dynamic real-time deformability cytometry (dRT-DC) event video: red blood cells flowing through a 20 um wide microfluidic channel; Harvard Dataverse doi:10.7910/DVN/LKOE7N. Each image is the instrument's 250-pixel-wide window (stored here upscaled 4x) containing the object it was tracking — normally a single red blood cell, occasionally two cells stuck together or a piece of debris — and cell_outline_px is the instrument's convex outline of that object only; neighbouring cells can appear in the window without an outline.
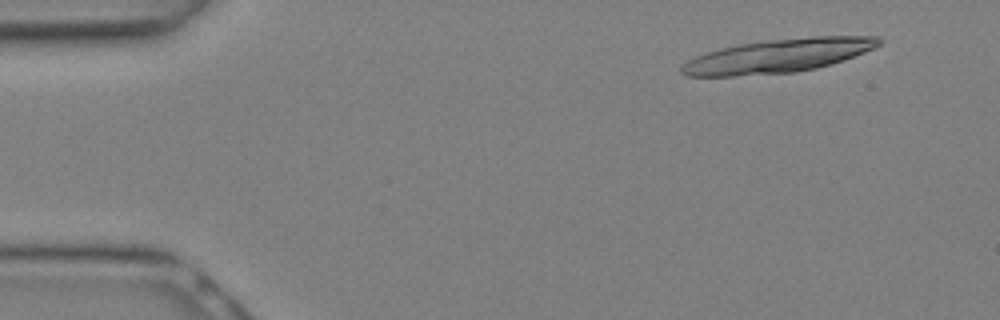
{"species": "Egyptian fruit bat (a non-hibernating species)", "species_latin": "Rousettus aegyptiacus", "temperature_condition": "warm", "stored_images_in_passage": 12, "camera_frame_rate_fps": 3000, "um_per_image_px": 0.085, "animal": {"sex": "female"}, "frame": {"image": 1, "passage_image": 1, "time_ms": 0.0, "image_size_px": [1000, 320], "cell_outline_px": [[884, 40], [880, 44], [864, 52], [844, 60], [832, 64], [816, 68], [796, 72], [732, 76], [688, 76], [680, 72], [680, 68], [688, 60], [696, 56], [720, 48], [740, 44], [764, 40], [812, 36], [880, 36]], "centroid_in_image_um": [66.17, 4.74], "position_along_channel_um": 18.8, "area_um2": 38.67}}
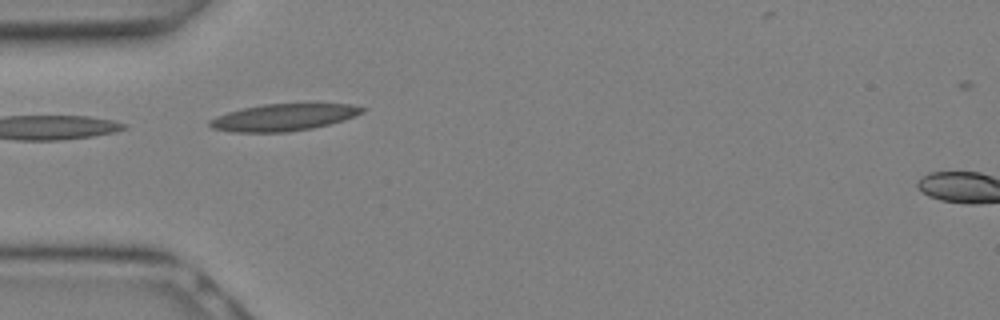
{"frame": {"image": 2, "passage_image": 7, "time_ms": 2.0, "image_size_px": [1000, 320], "cell_outline_px": [[368, 108], [364, 112], [344, 120], [312, 128], [288, 132], [232, 132], [212, 128], [208, 124], [208, 120], [228, 112], [244, 108], [264, 104], [348, 104]], "centroid_in_image_um": [24.1, 9.98], "position_along_channel_um": 60.9, "area_um2": 23.76}}
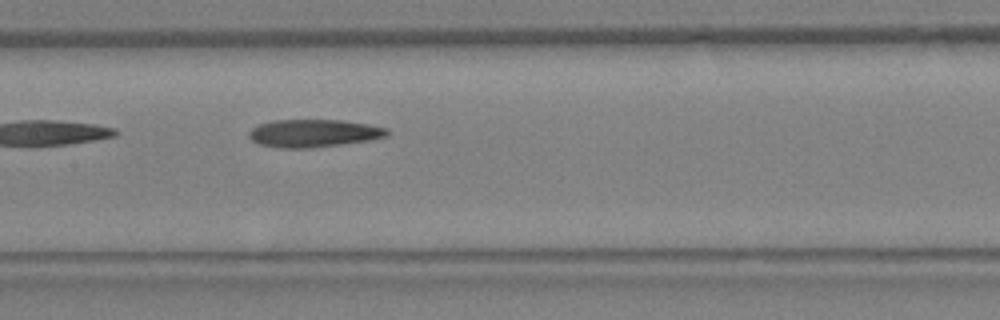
{"frame": {"image": 3, "passage_image": 12, "time_ms": 3.667, "image_size_px": [1000, 320], "cell_outline_px": [[388, 136], [372, 140], [308, 148], [280, 148], [260, 144], [252, 140], [248, 136], [248, 132], [252, 128], [260, 124], [272, 120], [340, 120], [368, 124], [388, 128]], "centroid_in_image_um": [26.67, 11.32], "position_along_channel_um": 180.7, "area_um2": 22.31}}